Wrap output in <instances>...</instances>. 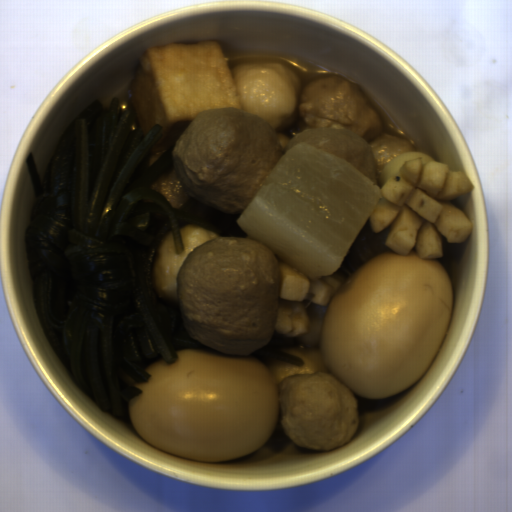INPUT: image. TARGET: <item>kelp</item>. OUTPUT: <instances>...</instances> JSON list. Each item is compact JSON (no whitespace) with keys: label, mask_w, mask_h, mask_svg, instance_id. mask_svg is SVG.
Returning a JSON list of instances; mask_svg holds the SVG:
<instances>
[{"label":"kelp","mask_w":512,"mask_h":512,"mask_svg":"<svg viewBox=\"0 0 512 512\" xmlns=\"http://www.w3.org/2000/svg\"><path fill=\"white\" fill-rule=\"evenodd\" d=\"M163 136L158 124L145 135L130 97L124 109L120 98L107 108L96 98L61 134L43 184L31 152L25 159L36 198L24 244L37 317L81 392L127 423L128 400L143 391L131 383L148 382L151 363H174L180 348L214 351L153 288L164 238L171 233L179 256L188 224L249 237L241 213L192 198L176 208L153 189L174 168L176 143L151 152Z\"/></svg>","instance_id":"obj_1"},{"label":"kelp","mask_w":512,"mask_h":512,"mask_svg":"<svg viewBox=\"0 0 512 512\" xmlns=\"http://www.w3.org/2000/svg\"><path fill=\"white\" fill-rule=\"evenodd\" d=\"M299 343H301V342H299L296 339L283 336L274 329L273 336L267 345L260 348L259 350H257L255 353H253L249 357H244V358H258L261 361L264 357H271V358H275V359L285 361V362H288L291 364H295L298 366L305 365L304 359L299 358L294 355H291V354H288V353L284 352L283 350H281V349L293 347Z\"/></svg>","instance_id":"obj_2"}]
</instances>
